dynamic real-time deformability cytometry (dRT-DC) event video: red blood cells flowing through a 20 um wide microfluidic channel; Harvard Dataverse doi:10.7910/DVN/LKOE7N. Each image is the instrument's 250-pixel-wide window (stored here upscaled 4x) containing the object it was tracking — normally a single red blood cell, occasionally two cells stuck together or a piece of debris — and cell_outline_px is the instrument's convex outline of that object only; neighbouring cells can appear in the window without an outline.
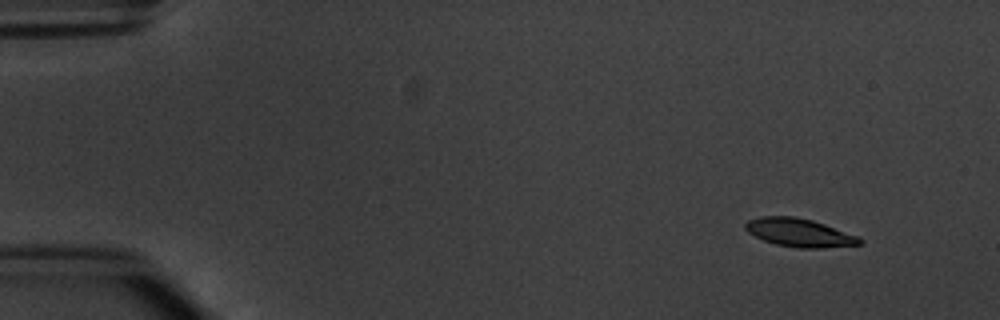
{"species": "common noctule bat (a hibernating species)", "species_latin": "Nyctalus noctula", "temperature_condition": "warm", "stored_images_in_passage": 7, "camera_frame_rate_fps": 3000, "um_per_image_px": 0.085, "animal": {"sex": "male", "body_mass_g": 20.1, "forearm_length_mm": 53.5}, "frame": {"image": 1, "passage_image": 1, "time_ms": 0.0, "image_size_px": [1000, 320], "cell_outline_px": [[864, 240], [860, 244], [820, 248], [796, 248], [776, 244], [764, 240], [748, 232], [744, 228], [744, 224], [748, 220], [760, 216], [796, 216], [812, 220], [824, 224], [856, 236]], "centroid_in_image_um": [67.9, 19.77], "position_along_channel_um": 17.1, "area_um2": 18.67}}
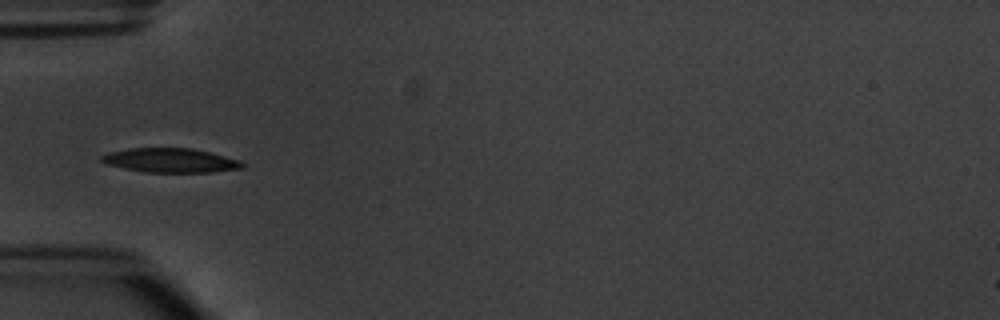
{"frame": {"image": 2, "passage_image": 4, "time_ms": 4.333, "image_size_px": [1000, 320], "cell_outline_px": [[244, 168], [212, 172], [144, 172], [124, 168], [108, 164], [100, 160], [100, 156], [108, 152], [128, 148], [192, 148], [240, 160], [244, 164]], "centroid_in_image_um": [14.48, 13.63], "position_along_channel_um": 70.5, "area_um2": 19.83}}
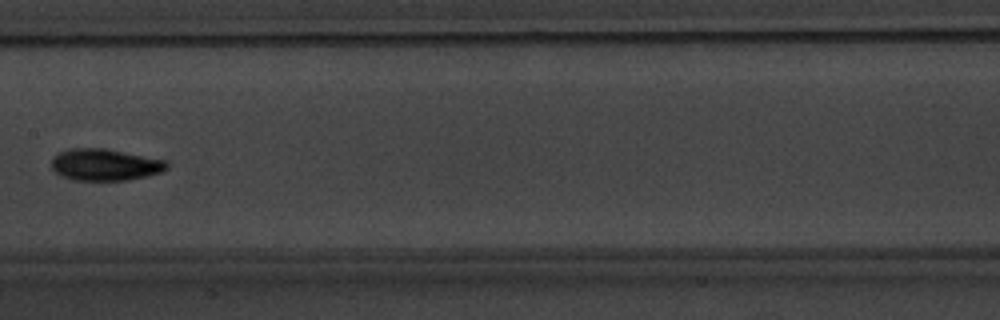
{"frame": {"image": 3, "passage_image": 7, "time_ms": 7.667, "image_size_px": [1000, 320], "cell_outline_px": [[168, 168], [160, 172], [148, 176], [128, 180], [72, 180], [60, 176], [52, 168], [52, 156], [68, 148], [104, 148], [168, 160]], "centroid_in_image_um": [8.93, 14.0], "position_along_channel_um": 198.5, "area_um2": 21.56}}